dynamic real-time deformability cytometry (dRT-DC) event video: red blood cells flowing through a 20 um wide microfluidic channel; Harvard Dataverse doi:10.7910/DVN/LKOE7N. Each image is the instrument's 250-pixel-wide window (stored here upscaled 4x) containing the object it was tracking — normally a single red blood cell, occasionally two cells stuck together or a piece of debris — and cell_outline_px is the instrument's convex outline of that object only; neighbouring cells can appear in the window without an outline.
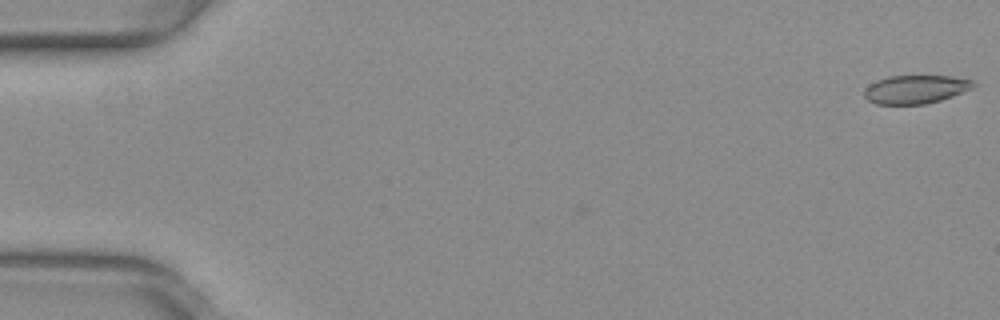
{"species": "common noctule bat (a hibernating species)", "species_latin": "Nyctalus noctula", "temperature_condition": "warm", "stored_images_in_passage": 5, "camera_frame_rate_fps": 3000, "um_per_image_px": 0.085, "animal": {"sex": "female", "body_mass_g": 29.2, "forearm_length_mm": 56.3}, "frame": {"image": 1, "passage_image": 1, "time_ms": 0.0, "image_size_px": [1000, 320], "cell_outline_px": [[976, 84], [972, 88], [952, 96], [940, 100], [924, 104], [876, 104], [868, 100], [864, 96], [864, 88], [868, 84], [876, 80], [888, 76], [952, 76], [972, 80]], "centroid_in_image_um": [77.79, 7.58], "position_along_channel_um": 7.2, "area_um2": 18.09}}